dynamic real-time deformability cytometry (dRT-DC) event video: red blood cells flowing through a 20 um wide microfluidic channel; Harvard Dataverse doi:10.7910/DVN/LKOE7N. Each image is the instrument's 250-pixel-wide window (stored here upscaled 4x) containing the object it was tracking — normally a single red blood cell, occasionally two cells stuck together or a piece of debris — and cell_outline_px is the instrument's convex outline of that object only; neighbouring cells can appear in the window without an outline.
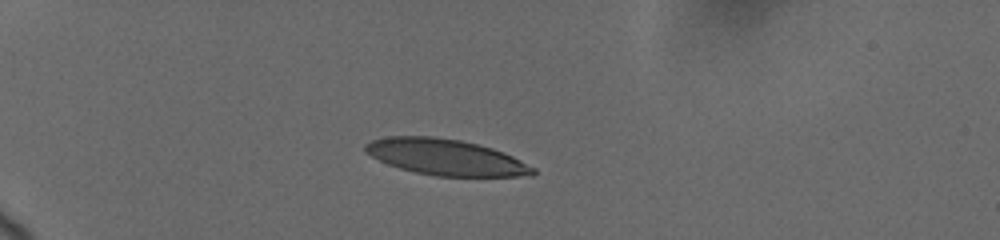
{"species": "human", "species_latin": "Homo sapiens", "temperature_condition": "cold", "stored_images_in_passage": 4, "camera_frame_rate_fps": 3000, "um_per_image_px": 0.085, "donor": {"sex": "female"}, "frame": {"image": 1, "passage_image": 1, "time_ms": 0.0, "image_size_px": [1000, 240], "cell_outline_px": [[536, 172], [532, 176], [436, 176], [416, 172], [400, 168], [388, 164], [364, 152], [364, 144], [372, 140], [388, 136], [432, 136], [460, 140], [492, 148], [504, 152], [536, 168]], "centroid_in_image_um": [37.89, 13.36], "position_along_channel_um": 47.1, "area_um2": 35.08}}
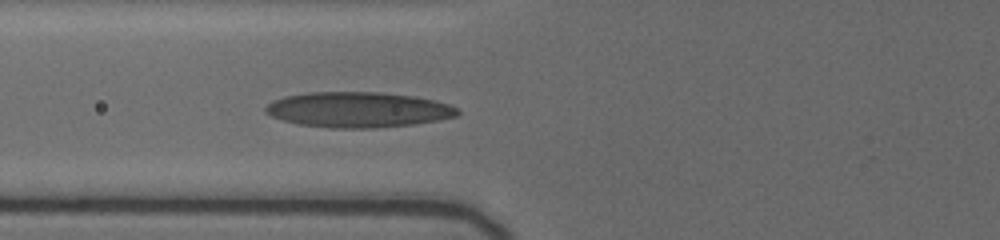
{"frame": {"image": 2, "passage_image": 4, "time_ms": 2.667, "image_size_px": [1000, 240], "cell_outline_px": [[460, 112], [456, 116], [436, 120], [412, 124], [372, 128], [332, 128], [300, 124], [284, 120], [272, 116], [264, 112], [264, 108], [272, 100], [284, 96], [308, 92], [380, 92], [412, 96], [432, 100], [448, 104], [456, 108]], "centroid_in_image_um": [30.39, 9.32], "position_along_channel_um": 95.4, "area_um2": 39.3}}